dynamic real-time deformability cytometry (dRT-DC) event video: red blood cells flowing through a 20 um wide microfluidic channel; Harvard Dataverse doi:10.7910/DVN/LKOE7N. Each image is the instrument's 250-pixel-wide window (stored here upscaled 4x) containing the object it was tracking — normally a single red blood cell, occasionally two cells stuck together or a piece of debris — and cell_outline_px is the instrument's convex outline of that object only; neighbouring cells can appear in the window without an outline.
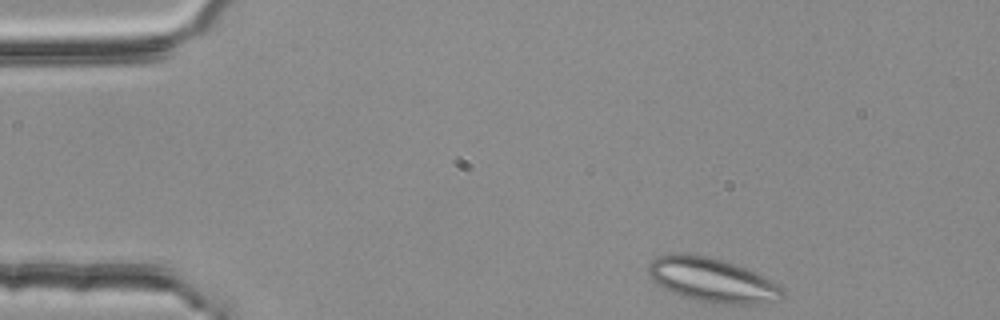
{"species": "common noctule bat (a hibernating species)", "species_latin": "Nyctalus noctula", "temperature_condition": "room temperature", "stored_images_in_passage": 2, "camera_frame_rate_fps": 3000, "um_per_image_px": 0.085, "animal": {"sex": "female", "body_mass_g": 25.1}, "frame": {"image": 1, "passage_image": 1, "time_ms": 0.0, "image_size_px": [1000, 320], "cell_outline_px": [[784, 296], [780, 300], [756, 304], [720, 304], [680, 296], [664, 288], [652, 280], [648, 272], [648, 264], [652, 260], [660, 256], [680, 252], [708, 256], [724, 260], [756, 272], [784, 288]], "centroid_in_image_um": [60.55, 23.8], "position_along_channel_um": 24.4, "area_um2": 34.56}}